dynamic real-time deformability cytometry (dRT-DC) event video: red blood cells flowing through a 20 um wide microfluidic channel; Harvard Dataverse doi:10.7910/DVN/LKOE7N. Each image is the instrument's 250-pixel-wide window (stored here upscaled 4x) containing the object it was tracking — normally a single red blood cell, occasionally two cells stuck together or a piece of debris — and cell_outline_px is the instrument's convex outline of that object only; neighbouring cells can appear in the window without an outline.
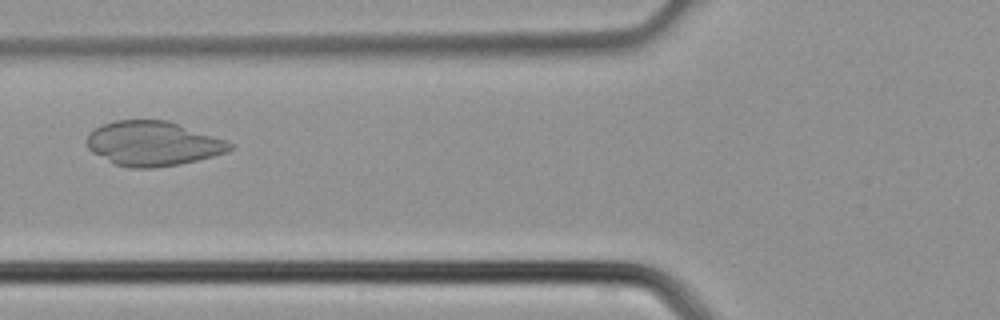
{"species": "common noctule bat (a hibernating species)", "species_latin": "Nyctalus noctula", "temperature_condition": "cold", "stored_images_in_passage": 2, "camera_frame_rate_fps": 3000, "um_per_image_px": 0.085, "animal": {"sex": "male", "body_mass_g": 21.5, "forearm_length_mm": 52.0}, "frame": {"image": 1, "passage_image": 2, "time_ms": 0.333, "image_size_px": [1000, 320], "cell_outline_px": [[236, 144], [228, 152], [180, 164], [156, 168], [128, 168], [116, 164], [92, 152], [88, 148], [84, 140], [88, 132], [104, 124], [116, 120], [168, 120], [228, 140]], "centroid_in_image_um": [13.02, 12.2], "position_along_channel_um": 112.8, "area_um2": 37.45}}